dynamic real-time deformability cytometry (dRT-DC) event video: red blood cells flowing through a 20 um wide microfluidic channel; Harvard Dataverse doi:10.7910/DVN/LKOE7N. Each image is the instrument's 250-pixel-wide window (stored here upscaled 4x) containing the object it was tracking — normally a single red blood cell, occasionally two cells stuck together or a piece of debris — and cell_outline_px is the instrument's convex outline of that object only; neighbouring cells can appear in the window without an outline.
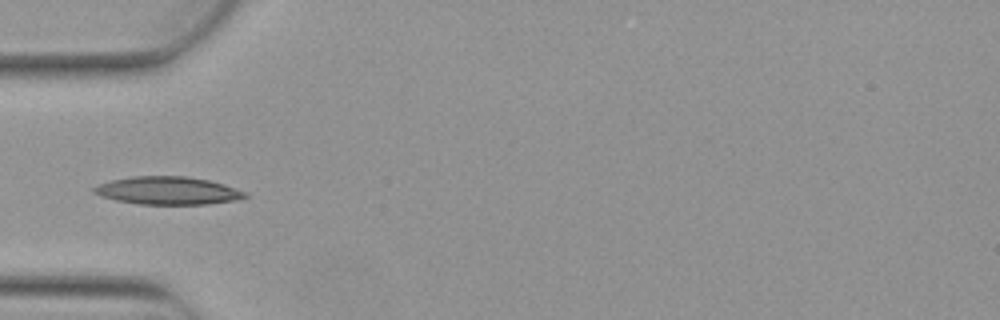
{"species": "Egyptian fruit bat (a non-hibernating species)", "species_latin": "Rousettus aegyptiacus", "temperature_condition": "warm", "stored_images_in_passage": 4, "camera_frame_rate_fps": 3000, "um_per_image_px": 0.085, "animal": {"sex": "female"}, "frame": {"image": 1, "passage_image": 4, "time_ms": 1.0, "image_size_px": [1000, 320], "cell_outline_px": [[248, 196], [236, 200], [208, 204], [140, 204], [116, 200], [100, 196], [92, 192], [92, 188], [100, 184], [112, 180], [132, 176], [188, 176], [208, 180], [224, 184], [248, 192]], "centroid_in_image_um": [14.28, 16.2], "position_along_channel_um": 70.7, "area_um2": 24.57}}